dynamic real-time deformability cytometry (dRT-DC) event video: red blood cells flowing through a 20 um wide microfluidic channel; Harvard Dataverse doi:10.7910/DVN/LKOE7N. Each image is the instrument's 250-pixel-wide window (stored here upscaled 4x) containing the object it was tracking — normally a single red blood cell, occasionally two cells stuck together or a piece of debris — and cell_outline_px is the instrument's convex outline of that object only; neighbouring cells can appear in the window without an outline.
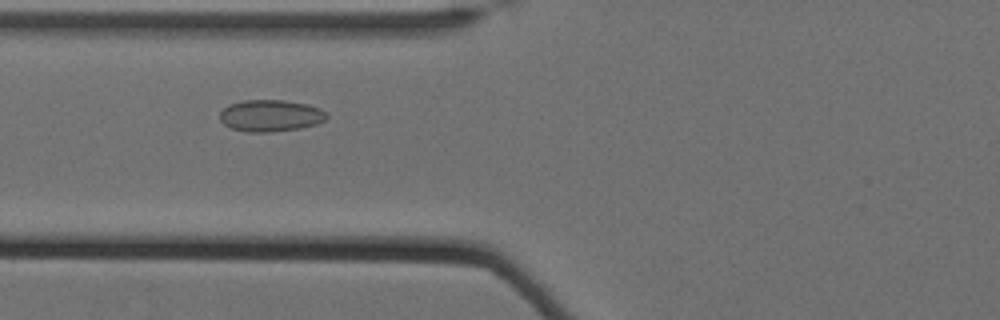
{"species": "Egyptian fruit bat (a non-hibernating species)", "species_latin": "Rousettus aegyptiacus", "temperature_condition": "cold", "stored_images_in_passage": 49, "camera_frame_rate_fps": 3000, "um_per_image_px": 0.085, "animal": {"sex": "female"}, "frame": {"image": 1, "passage_image": 15, "time_ms": 4.667, "image_size_px": [1000, 320], "cell_outline_px": [[328, 116], [324, 120], [316, 124], [300, 128], [272, 132], [248, 132], [232, 128], [224, 124], [220, 120], [220, 112], [228, 104], [244, 100], [284, 100], [308, 104], [320, 108]], "centroid_in_image_um": [22.98, 9.82], "position_along_channel_um": 102.8, "area_um2": 19.77}}
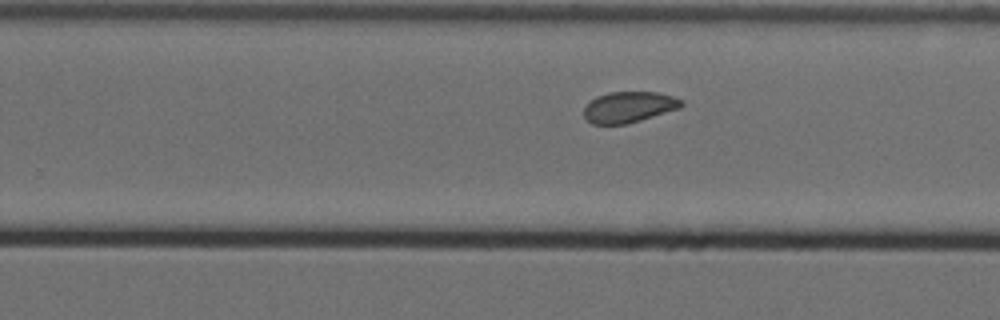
{"frame": {"image": 2, "passage_image": 30, "time_ms": 9.667, "image_size_px": [1000, 320], "cell_outline_px": [[684, 104], [680, 108], [628, 124], [592, 124], [584, 116], [584, 108], [596, 96], [608, 92], [656, 92], [672, 96], [684, 100]], "centroid_in_image_um": [53.47, 9.1], "position_along_channel_um": 276.3, "area_um2": 17.57}}
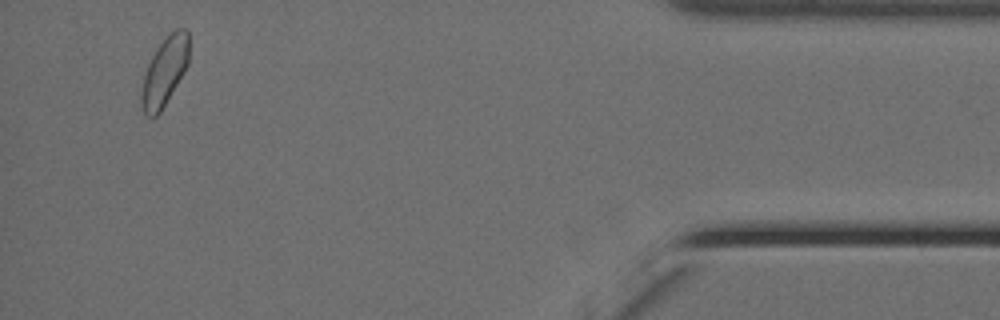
{"frame": {"image": 3, "passage_image": 47, "time_ms": 15.333, "image_size_px": [1000, 320], "cell_outline_px": [[188, 64], [184, 72], [160, 112], [152, 120], [144, 116], [140, 108], [140, 92], [144, 76], [148, 64], [156, 48], [168, 32], [176, 28], [188, 28]], "centroid_in_image_um": [13.95, 6.1], "position_along_channel_um": 421.2, "area_um2": 19.36}, "authors_computed_cell_mechanics": {"area_um2": 18.7272, "velocity_mm_per_s": 3.4716, "shape_relaxation_time_tau1_ms": null, "shape_relaxation_time_tau2_ms": 3.1187, "deformation_change_tau1": null, "deformation_change_tau2": 0.0741}}